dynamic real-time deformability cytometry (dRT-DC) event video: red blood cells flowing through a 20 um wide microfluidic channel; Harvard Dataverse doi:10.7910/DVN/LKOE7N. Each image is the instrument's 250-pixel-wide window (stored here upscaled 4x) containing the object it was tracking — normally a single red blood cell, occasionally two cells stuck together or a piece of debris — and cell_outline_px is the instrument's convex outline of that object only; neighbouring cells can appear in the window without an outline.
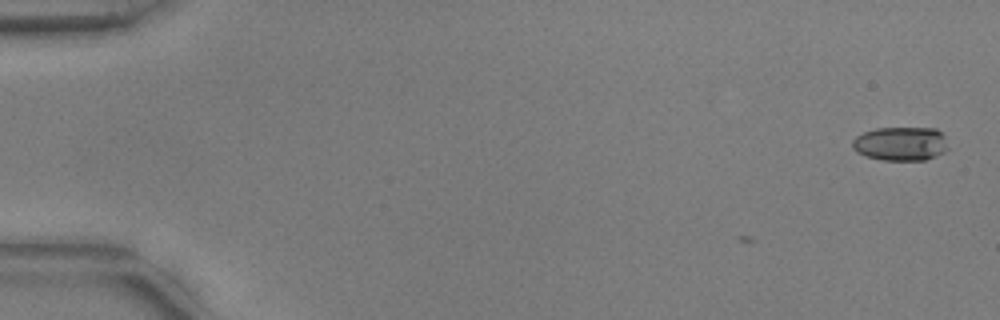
{"species": "common noctule bat (a hibernating species)", "species_latin": "Nyctalus noctula", "temperature_condition": "warm", "stored_images_in_passage": 4, "camera_frame_rate_fps": 3000, "um_per_image_px": 0.085, "animal": {"sex": "male", "body_mass_g": 17.9, "forearm_length_mm": 54.2}, "frame": {"image": 1, "passage_image": 4, "time_ms": 1.0, "image_size_px": [1000, 320], "cell_outline_px": [[948, 148], [944, 152], [936, 156], [924, 160], [884, 160], [868, 156], [856, 152], [852, 148], [852, 140], [856, 136], [864, 132], [876, 128], [936, 128], [944, 136]], "centroid_in_image_um": [76.55, 12.21], "position_along_channel_um": 8.4, "area_um2": 18.9}}